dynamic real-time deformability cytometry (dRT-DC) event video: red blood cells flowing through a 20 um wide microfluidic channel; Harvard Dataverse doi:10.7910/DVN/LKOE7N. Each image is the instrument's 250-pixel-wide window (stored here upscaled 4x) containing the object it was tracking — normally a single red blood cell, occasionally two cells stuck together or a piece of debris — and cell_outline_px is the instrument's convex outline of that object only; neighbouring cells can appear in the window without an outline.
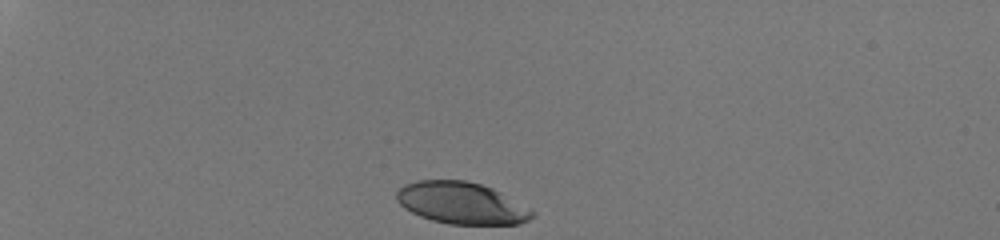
{"species": "human", "species_latin": "Homo sapiens", "temperature_condition": "room temperature", "stored_images_in_passage": 32, "camera_frame_rate_fps": 3000, "um_per_image_px": 0.085, "donor": {"sex": "male"}, "frame": {"image": 1, "passage_image": 1, "time_ms": 0.0, "image_size_px": [1000, 240], "cell_outline_px": [[532, 216], [528, 220], [520, 224], [448, 224], [432, 220], [420, 216], [404, 208], [396, 200], [396, 192], [404, 184], [416, 180], [464, 180], [480, 184], [492, 188], [500, 192], [532, 212]], "centroid_in_image_um": [39.14, 17.25], "position_along_channel_um": 45.9, "area_um2": 32.6}}
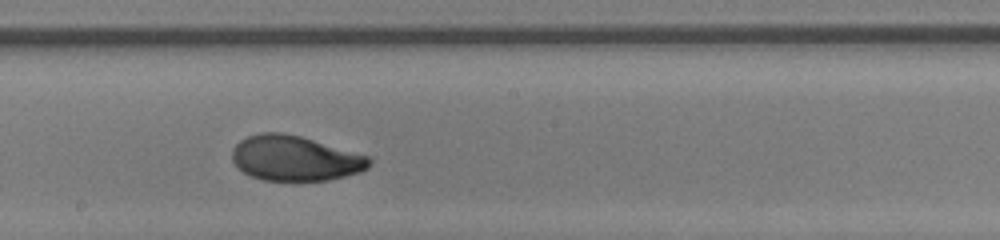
{"frame": {"image": 2, "passage_image": 19, "time_ms": 6.0, "image_size_px": [1000, 240], "cell_outline_px": [[372, 160], [368, 168], [360, 172], [328, 180], [264, 180], [252, 176], [244, 172], [232, 160], [232, 148], [240, 140], [248, 136], [260, 132], [280, 132], [300, 136], [368, 156]], "centroid_in_image_um": [25.06, 13.45], "position_along_channel_um": 223.1, "area_um2": 35.72}}
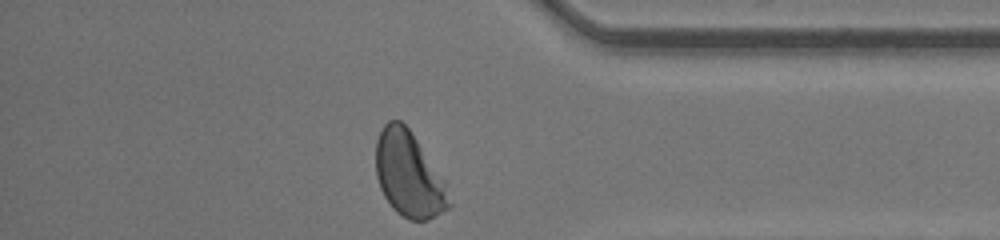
{"frame": {"image": 3, "passage_image": 32, "time_ms": 10.333, "image_size_px": [1000, 240], "cell_outline_px": [[452, 204], [448, 208], [428, 220], [408, 220], [396, 212], [392, 208], [384, 196], [380, 188], [376, 176], [376, 140], [384, 124], [388, 120], [400, 120], [408, 128], [444, 180]], "centroid_in_image_um": [34.73, 14.85], "position_along_channel_um": 400.5, "area_um2": 36.07}, "authors_computed_cell_mechanics": {"area_um2": 35.9805, "velocity_mm_per_s": 4.2502, "shape_relaxation_time_tau1_ms": 3.3149, "shape_relaxation_time_tau2_ms": 0.9757, "deformation_change_tau1": 0.1646, "deformation_change_tau2": 0.0525}}